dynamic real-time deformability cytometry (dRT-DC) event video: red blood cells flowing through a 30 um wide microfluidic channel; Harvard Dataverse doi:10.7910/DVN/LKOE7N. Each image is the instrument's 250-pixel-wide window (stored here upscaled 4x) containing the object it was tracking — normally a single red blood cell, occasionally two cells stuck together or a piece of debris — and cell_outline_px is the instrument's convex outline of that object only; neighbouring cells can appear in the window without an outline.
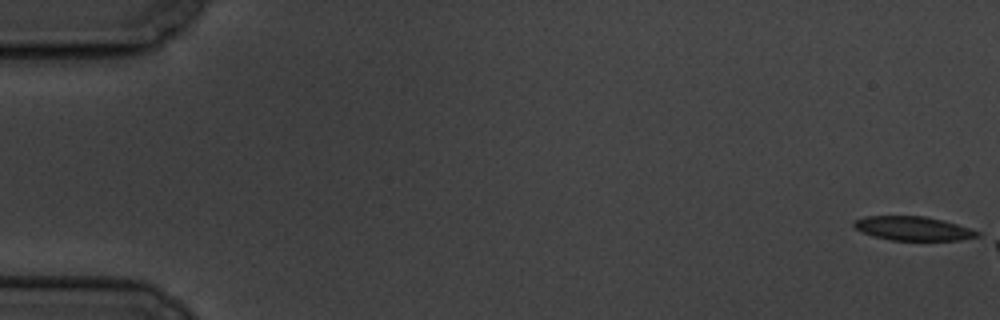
{"species": "common noctule bat (a hibernating species)", "species_latin": "Nyctalus noctula", "temperature_condition": "cold", "stored_images_in_passage": 5, "camera_frame_rate_fps": 3000, "um_per_image_px": 0.085, "animal": {"sex": "male", "body_mass_g": 19.5, "forearm_length_mm": 54.6}, "frame": {"image": 1, "passage_image": 1, "time_ms": 0.0, "image_size_px": [1000, 320], "cell_outline_px": [[980, 236], [960, 240], [892, 240], [872, 236], [860, 232], [852, 224], [856, 220], [864, 216], [924, 216], [944, 220], [980, 232]], "centroid_in_image_um": [77.59, 19.42], "position_along_channel_um": 7.4, "area_um2": 17.22}}